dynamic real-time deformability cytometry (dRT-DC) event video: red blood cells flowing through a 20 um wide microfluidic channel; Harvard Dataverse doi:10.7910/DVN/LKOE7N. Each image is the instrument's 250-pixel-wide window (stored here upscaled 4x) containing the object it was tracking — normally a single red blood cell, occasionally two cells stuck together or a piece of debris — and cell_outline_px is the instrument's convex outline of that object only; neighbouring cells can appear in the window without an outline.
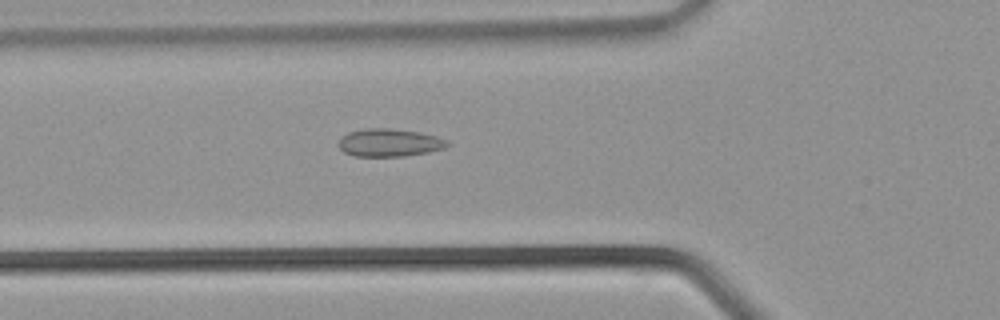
{"species": "common noctule bat (a hibernating species)", "species_latin": "Nyctalus noctula", "temperature_condition": "warm", "stored_images_in_passage": 27, "camera_frame_rate_fps": 3000, "um_per_image_px": 0.085, "animal": {"sex": "male", "body_mass_g": 21.5, "forearm_length_mm": 52.0}, "frame": {"image": 1, "passage_image": 4, "time_ms": 1.0, "image_size_px": [1000, 320], "cell_outline_px": [[452, 144], [444, 148], [428, 152], [404, 156], [356, 156], [344, 152], [336, 144], [340, 136], [348, 132], [364, 128], [388, 128], [420, 132], [436, 136], [448, 140]], "centroid_in_image_um": [33.08, 12.12], "position_along_channel_um": 92.7, "area_um2": 17.86}}
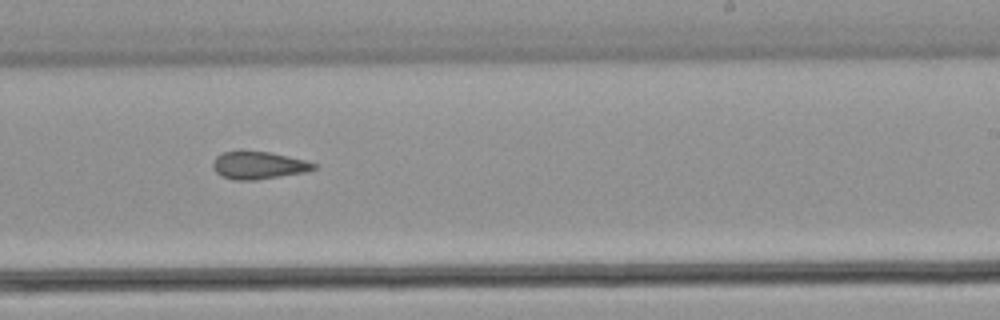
{"frame": {"image": 2, "passage_image": 13, "time_ms": 4.0, "image_size_px": [1000, 320], "cell_outline_px": [[316, 168], [304, 172], [256, 180], [236, 180], [224, 176], [216, 172], [212, 168], [212, 164], [216, 156], [224, 152], [240, 148], [268, 152], [304, 160], [316, 164]], "centroid_in_image_um": [21.91, 14.01], "position_along_channel_um": 267.1, "area_um2": 16.36}}
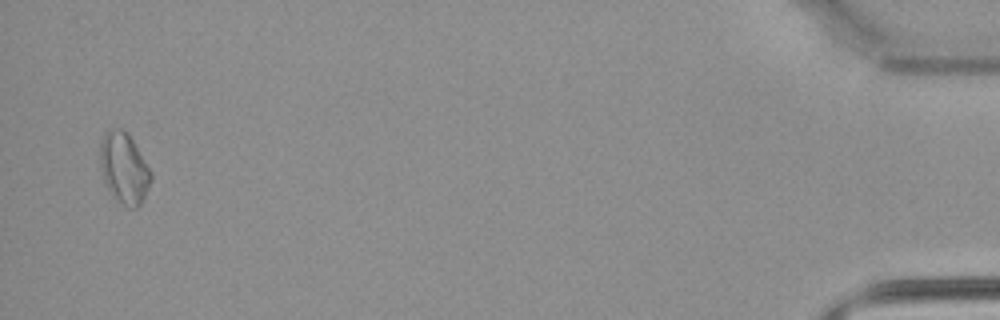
{"frame": {"image": 3, "passage_image": 26, "time_ms": 8.333, "image_size_px": [1000, 320], "cell_outline_px": [[152, 180], [140, 204], [136, 208], [128, 208], [108, 188], [104, 180], [100, 164], [100, 140], [108, 128], [124, 128], [128, 132], [152, 172]], "centroid_in_image_um": [10.55, 14.22], "position_along_channel_um": 424.6, "area_um2": 20.87}}